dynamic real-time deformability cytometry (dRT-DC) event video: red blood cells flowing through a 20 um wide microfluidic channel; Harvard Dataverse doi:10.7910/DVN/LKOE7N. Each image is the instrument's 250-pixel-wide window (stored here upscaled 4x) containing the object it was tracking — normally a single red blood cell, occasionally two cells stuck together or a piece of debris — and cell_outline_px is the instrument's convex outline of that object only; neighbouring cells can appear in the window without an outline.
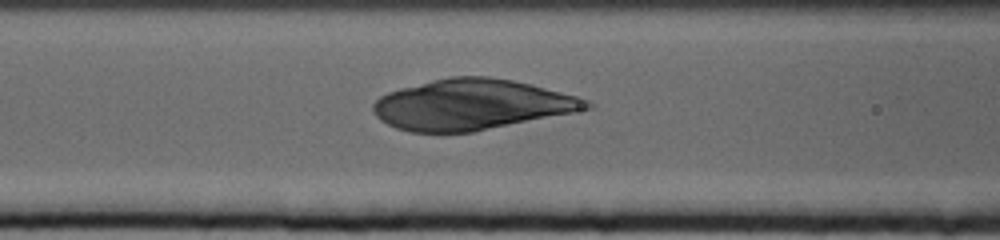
{"species": "human", "species_latin": "Homo sapiens", "temperature_condition": "cold", "stored_images_in_passage": 63, "camera_frame_rate_fps": 3000, "um_per_image_px": 0.085, "donor": {"sex": "female"}, "frame": {"image": 1, "passage_image": 26, "time_ms": 8.333, "image_size_px": [1000, 240], "cell_outline_px": [[596, 104], [592, 108], [472, 132], [412, 132], [396, 128], [380, 120], [376, 116], [372, 108], [372, 104], [380, 96], [388, 92], [400, 88], [448, 76], [488, 76], [512, 80], [576, 96], [588, 100]], "centroid_in_image_um": [40.05, 8.88], "position_along_channel_um": 126.5, "area_um2": 62.31}}